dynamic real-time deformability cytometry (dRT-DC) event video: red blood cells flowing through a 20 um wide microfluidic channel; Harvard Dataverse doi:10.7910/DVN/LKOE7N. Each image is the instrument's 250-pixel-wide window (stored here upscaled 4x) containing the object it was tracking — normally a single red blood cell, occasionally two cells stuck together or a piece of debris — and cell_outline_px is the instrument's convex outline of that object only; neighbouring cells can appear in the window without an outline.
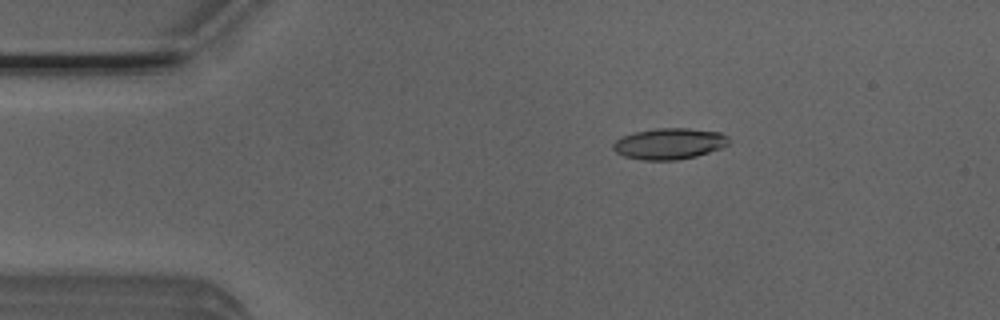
{"species": "Egyptian fruit bat (a non-hibernating species)", "species_latin": "Rousettus aegyptiacus", "temperature_condition": "room temperature", "stored_images_in_passage": 52, "camera_frame_rate_fps": 3000, "um_per_image_px": 0.085, "animal": {"sex": "male"}, "frame": {"image": 1, "passage_image": 9, "time_ms": 2.667, "image_size_px": [1000, 320], "cell_outline_px": [[728, 144], [720, 148], [696, 156], [676, 160], [644, 160], [624, 156], [616, 152], [612, 148], [612, 144], [616, 140], [624, 136], [636, 132], [656, 128], [688, 128], [720, 132], [728, 136]], "centroid_in_image_um": [56.88, 12.21], "position_along_channel_um": 28.1, "area_um2": 20.81}}
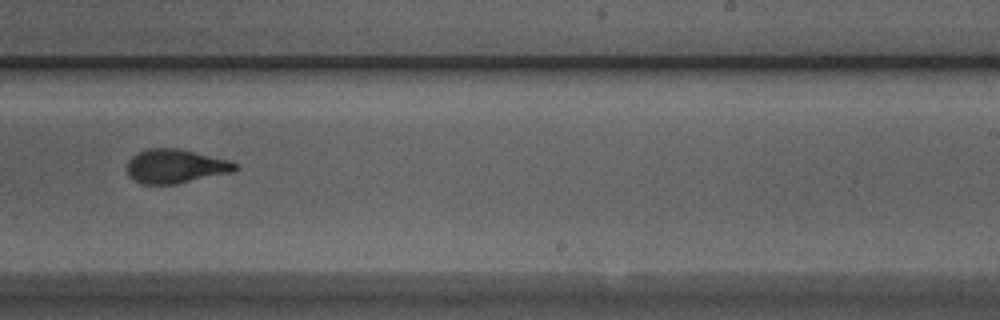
{"frame": {"image": 2, "passage_image": 32, "time_ms": 10.333, "image_size_px": [1000, 320], "cell_outline_px": [[240, 168], [232, 172], [176, 184], [140, 184], [132, 180], [128, 176], [128, 160], [136, 152], [148, 148], [180, 148], [228, 160], [236, 164]], "centroid_in_image_um": [14.88, 14.13], "position_along_channel_um": 274.1, "area_um2": 21.56}}
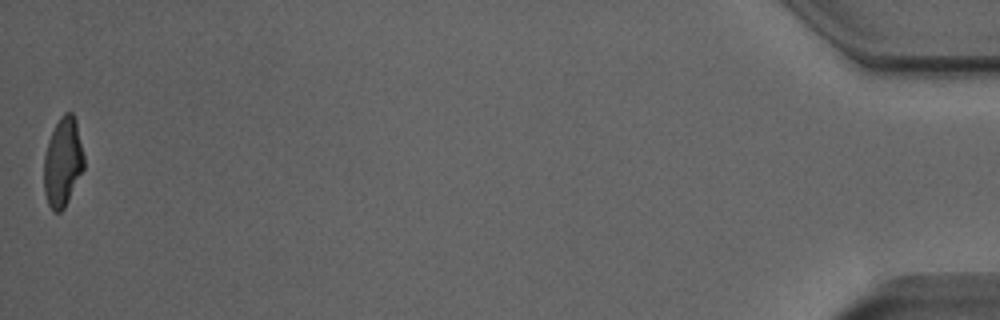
{"frame": {"image": 3, "passage_image": 52, "time_ms": 17.0, "image_size_px": [1000, 320], "cell_outline_px": [[84, 168], [64, 208], [60, 212], [52, 212], [48, 204], [44, 192], [44, 156], [48, 140], [60, 116], [64, 112], [72, 112], [76, 120], [84, 156]], "centroid_in_image_um": [5.33, 13.78], "position_along_channel_um": 429.9, "area_um2": 20.75}, "authors_computed_cell_mechanics": {"area_um2": 21.8195, "velocity_mm_per_s": 3.9013, "shape_relaxation_time_tau1_ms": 3.7893, "shape_relaxation_time_tau2_ms": 1.1888, "deformation_change_tau1": 0.1736, "deformation_change_tau2": 0.0771}}